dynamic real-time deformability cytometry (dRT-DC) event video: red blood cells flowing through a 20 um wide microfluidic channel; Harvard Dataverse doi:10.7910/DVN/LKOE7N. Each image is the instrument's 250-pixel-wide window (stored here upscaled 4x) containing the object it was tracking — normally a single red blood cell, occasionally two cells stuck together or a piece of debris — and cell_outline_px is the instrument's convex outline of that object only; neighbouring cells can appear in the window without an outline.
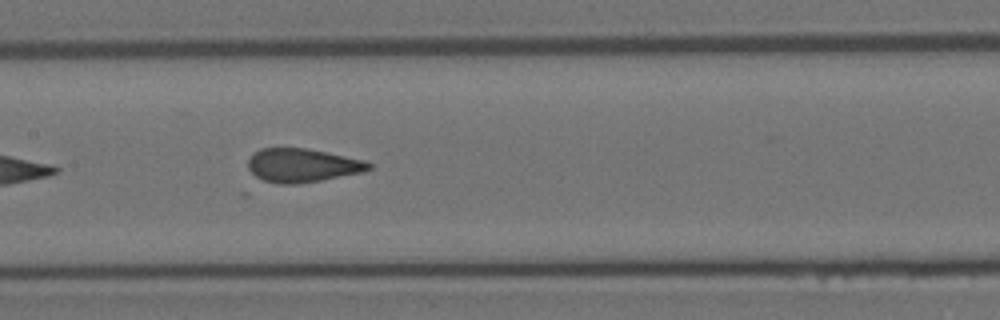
{"species": "Egyptian fruit bat (a non-hibernating species)", "species_latin": "Rousettus aegyptiacus", "temperature_condition": "room temperature", "stored_images_in_passage": 5, "camera_frame_rate_fps": 3000, "um_per_image_px": 0.085, "animal": {"sex": "female"}, "frame": {"image": 1, "passage_image": 5, "time_ms": 1.333, "image_size_px": [1000, 320], "cell_outline_px": [[372, 168], [364, 172], [320, 180], [296, 184], [280, 184], [264, 180], [256, 176], [248, 168], [248, 160], [260, 148], [304, 148], [364, 160], [372, 164]], "centroid_in_image_um": [25.71, 14.06], "position_along_channel_um": 181.7, "area_um2": 23.35}}